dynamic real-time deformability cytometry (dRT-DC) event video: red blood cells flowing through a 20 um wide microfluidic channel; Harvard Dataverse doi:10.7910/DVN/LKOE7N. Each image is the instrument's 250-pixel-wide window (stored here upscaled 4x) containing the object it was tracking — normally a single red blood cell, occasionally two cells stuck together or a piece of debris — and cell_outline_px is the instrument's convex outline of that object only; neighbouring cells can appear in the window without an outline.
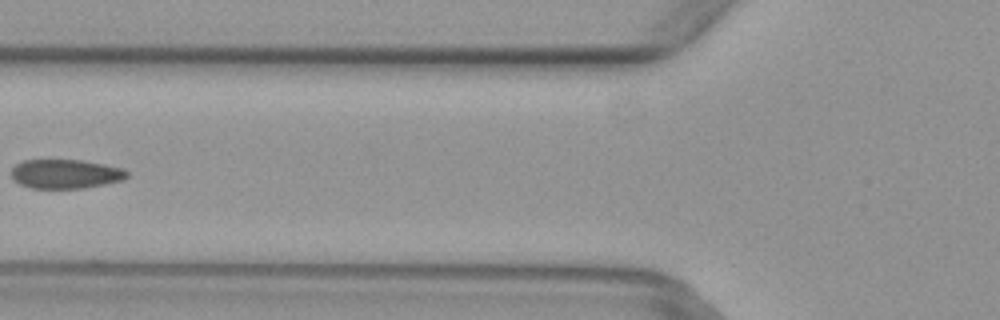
{"species": "common noctule bat (a hibernating species)", "species_latin": "Nyctalus noctula", "temperature_condition": "warm", "stored_images_in_passage": 5, "camera_frame_rate_fps": 3000, "um_per_image_px": 0.085, "animal": {"sex": "female", "body_mass_g": 29.2, "forearm_length_mm": 56.3}, "frame": {"image": 1, "passage_image": 5, "time_ms": 1.333, "image_size_px": [1000, 320], "cell_outline_px": [[128, 176], [124, 180], [84, 188], [32, 188], [20, 184], [12, 180], [12, 168], [16, 164], [24, 160], [80, 160], [104, 164], [124, 168], [128, 172]], "centroid_in_image_um": [5.58, 14.78], "position_along_channel_um": 120.2, "area_um2": 19.71}}